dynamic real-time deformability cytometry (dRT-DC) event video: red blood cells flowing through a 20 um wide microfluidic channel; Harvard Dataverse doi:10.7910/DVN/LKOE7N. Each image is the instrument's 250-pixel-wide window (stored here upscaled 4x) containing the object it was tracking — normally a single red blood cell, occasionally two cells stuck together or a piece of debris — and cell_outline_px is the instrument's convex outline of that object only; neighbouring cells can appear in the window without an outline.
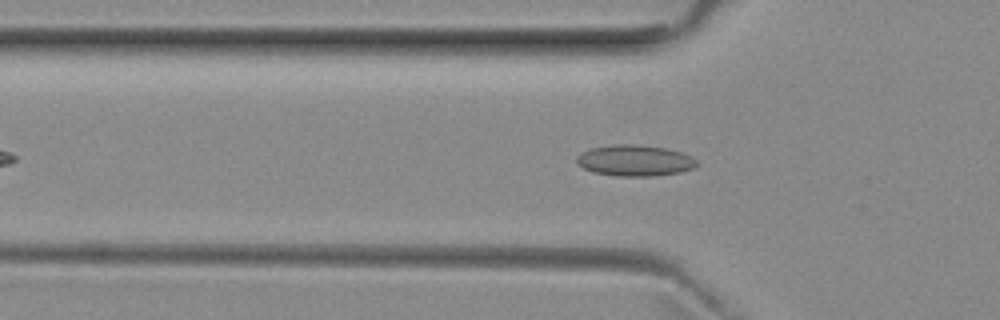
{"species": "common noctule bat (a hibernating species)", "species_latin": "Nyctalus noctula", "temperature_condition": "room temperature", "stored_images_in_passage": 47, "camera_frame_rate_fps": 3000, "um_per_image_px": 0.085, "animal": {"sex": "female", "body_mass_g": 29.2, "forearm_length_mm": 56.3}, "frame": {"image": 1, "passage_image": 11, "time_ms": 3.333, "image_size_px": [1000, 320], "cell_outline_px": [[700, 164], [696, 168], [680, 172], [656, 176], [616, 176], [592, 172], [576, 164], [576, 156], [592, 148], [616, 144], [636, 144], [668, 148], [692, 156]], "centroid_in_image_um": [54.0, 13.65], "position_along_channel_um": 71.8, "area_um2": 22.02}}
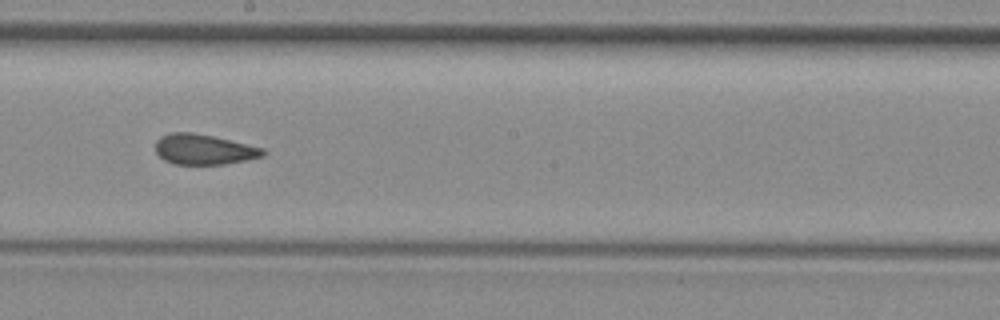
{"frame": {"image": 2, "passage_image": 23, "time_ms": 7.333, "image_size_px": [1000, 320], "cell_outline_px": [[268, 152], [264, 156], [224, 164], [176, 164], [164, 160], [156, 152], [156, 140], [160, 136], [172, 132], [192, 132], [212, 136], [264, 148]], "centroid_in_image_um": [17.33, 12.69], "position_along_channel_um": 230.9, "area_um2": 18.9}}
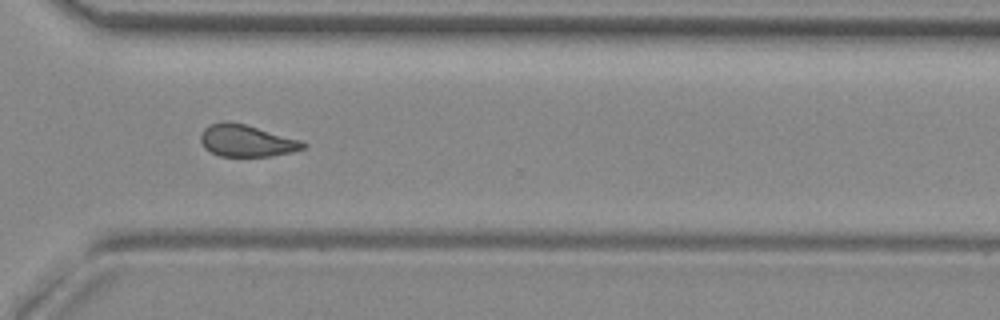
{"frame": {"image": 3, "passage_image": 32, "time_ms": 10.333, "image_size_px": [1000, 320], "cell_outline_px": [[308, 144], [304, 148], [292, 152], [272, 156], [220, 156], [204, 148], [200, 140], [200, 136], [204, 128], [212, 124], [224, 120], [228, 120], [244, 124], [300, 140]], "centroid_in_image_um": [20.94, 11.96], "position_along_channel_um": 349.7, "area_um2": 18.96}, "authors_computed_cell_mechanics": {"area_um2": 19.5364, "velocity_mm_per_s": 3.9705, "shape_relaxation_time_tau1_ms": null, "shape_relaxation_time_tau2_ms": 1.5782, "deformation_change_tau1": null, "deformation_change_tau2": 0.0878}}